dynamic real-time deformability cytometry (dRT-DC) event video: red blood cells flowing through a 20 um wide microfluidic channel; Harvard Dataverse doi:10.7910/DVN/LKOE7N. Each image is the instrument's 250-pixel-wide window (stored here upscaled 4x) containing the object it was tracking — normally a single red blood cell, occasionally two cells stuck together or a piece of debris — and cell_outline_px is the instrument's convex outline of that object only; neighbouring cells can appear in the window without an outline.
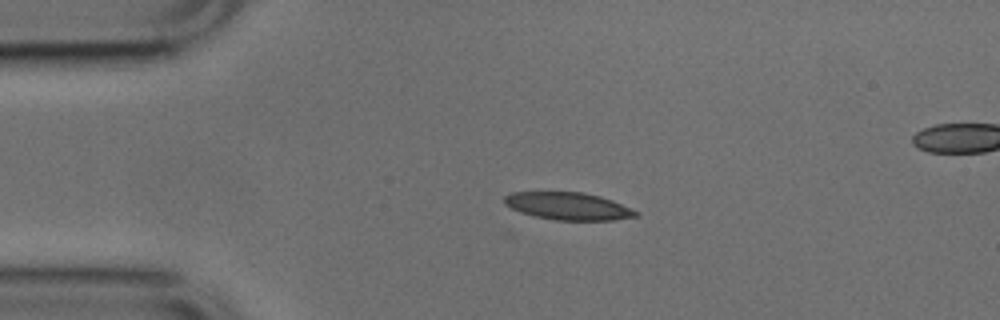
{"species": "common noctule bat (a hibernating species)", "species_latin": "Nyctalus noctula", "temperature_condition": "cold", "stored_images_in_passage": 27, "camera_frame_rate_fps": 3000, "um_per_image_px": 0.085, "animal": {"sex": "male", "body_mass_g": 17.9, "forearm_length_mm": 54.2}, "frame": {"image": 1, "passage_image": 1, "time_ms": 0.0, "image_size_px": [1000, 320], "cell_outline_px": [[640, 216], [612, 220], [556, 220], [536, 216], [520, 212], [504, 204], [504, 196], [512, 192], [580, 192], [600, 196], [612, 200], [640, 212]], "centroid_in_image_um": [48.32, 17.52], "position_along_channel_um": 36.7, "area_um2": 20.98}}
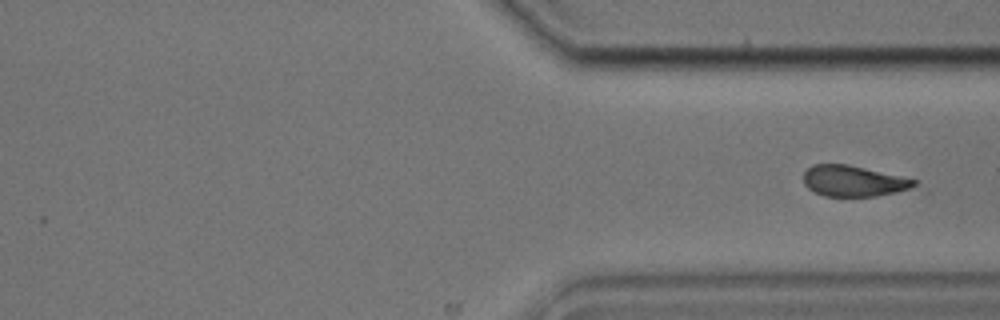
{"frame": {"image": 2, "passage_image": 27, "time_ms": 8.667, "image_size_px": [1000, 320], "cell_outline_px": [[920, 188], [876, 196], [824, 196], [808, 188], [804, 184], [804, 172], [812, 164], [848, 164], [900, 176], [916, 180]], "centroid_in_image_um": [72.6, 15.39], "position_along_channel_um": 338.8, "area_um2": 20.11}}